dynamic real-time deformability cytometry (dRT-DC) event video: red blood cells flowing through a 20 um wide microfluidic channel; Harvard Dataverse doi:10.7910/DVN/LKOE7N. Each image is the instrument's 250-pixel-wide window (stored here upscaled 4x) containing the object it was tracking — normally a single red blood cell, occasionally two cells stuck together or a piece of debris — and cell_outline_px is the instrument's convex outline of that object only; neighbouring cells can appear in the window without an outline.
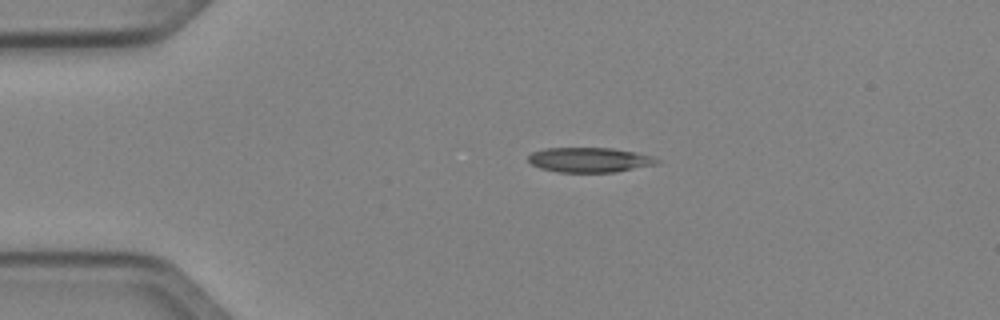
{"species": "Egyptian fruit bat (a non-hibernating species)", "species_latin": "Rousettus aegyptiacus", "temperature_condition": "cold", "stored_images_in_passage": 41, "camera_frame_rate_fps": 3000, "um_per_image_px": 0.085, "animal": {"sex": "female"}, "frame": {"image": 1, "passage_image": 1, "time_ms": 0.0, "image_size_px": [1000, 320], "cell_outline_px": [[660, 160], [656, 164], [616, 172], [560, 172], [540, 168], [532, 164], [528, 160], [528, 156], [532, 152], [544, 148], [612, 148], [636, 152], [652, 156]], "centroid_in_image_um": [50.1, 13.58], "position_along_channel_um": 34.9, "area_um2": 18.55}}
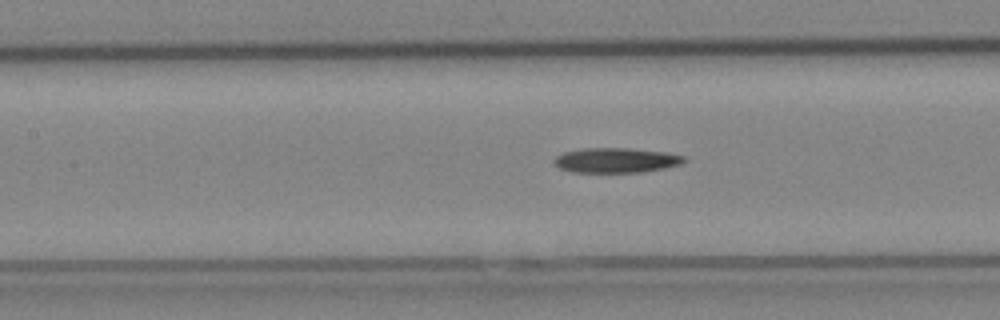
{"frame": {"image": 2, "passage_image": 13, "time_ms": 4.0, "image_size_px": [1000, 320], "cell_outline_px": [[688, 160], [680, 164], [664, 168], [640, 172], [572, 172], [560, 168], [552, 164], [552, 160], [556, 156], [564, 152], [584, 148], [628, 148], [668, 152], [684, 156]], "centroid_in_image_um": [52.35, 13.62], "position_along_channel_um": 155.1, "area_um2": 18.96}}
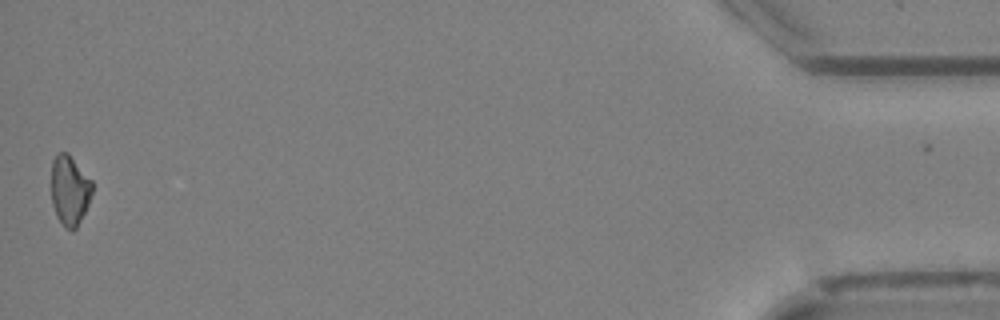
{"frame": {"image": 3, "passage_image": 40, "time_ms": 13.0, "image_size_px": [1000, 320], "cell_outline_px": [[92, 192], [88, 204], [76, 228], [72, 232], [64, 228], [56, 216], [52, 204], [52, 160], [56, 152], [68, 152], [92, 180]], "centroid_in_image_um": [5.91, 16.16], "position_along_channel_um": 429.3, "area_um2": 16.82}, "authors_computed_cell_mechanics": {"area_um2": 18.5538, "velocity_mm_per_s": 4.0726, "shape_relaxation_time_tau1_ms": 5.0226, "shape_relaxation_time_tau2_ms": null, "deformation_change_tau1": 0.1639, "deformation_change_tau2": null}}